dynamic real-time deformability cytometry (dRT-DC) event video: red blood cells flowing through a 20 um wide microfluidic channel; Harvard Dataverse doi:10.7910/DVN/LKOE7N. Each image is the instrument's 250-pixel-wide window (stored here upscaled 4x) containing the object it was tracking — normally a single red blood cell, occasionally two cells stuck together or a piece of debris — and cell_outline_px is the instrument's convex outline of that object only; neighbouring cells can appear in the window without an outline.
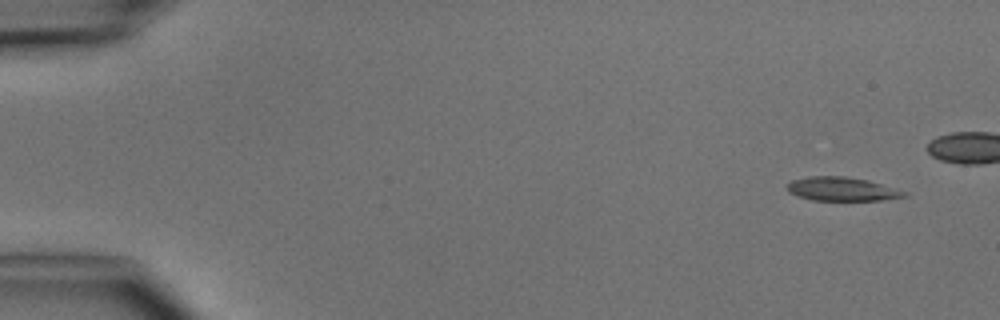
{"species": "common noctule bat (a hibernating species)", "species_latin": "Nyctalus noctula", "temperature_condition": "cold", "stored_images_in_passage": 5, "camera_frame_rate_fps": 3000, "um_per_image_px": 0.085, "animal": {"sex": "male", "body_mass_g": 15.6}, "frame": {"image": 1, "passage_image": 1, "time_ms": 0.0, "image_size_px": [1000, 320], "cell_outline_px": [[908, 196], [880, 200], [812, 200], [796, 196], [788, 192], [788, 184], [792, 180], [808, 176], [844, 176], [868, 180], [908, 192]], "centroid_in_image_um": [71.56, 16.07], "position_along_channel_um": 13.4, "area_um2": 16.18}}